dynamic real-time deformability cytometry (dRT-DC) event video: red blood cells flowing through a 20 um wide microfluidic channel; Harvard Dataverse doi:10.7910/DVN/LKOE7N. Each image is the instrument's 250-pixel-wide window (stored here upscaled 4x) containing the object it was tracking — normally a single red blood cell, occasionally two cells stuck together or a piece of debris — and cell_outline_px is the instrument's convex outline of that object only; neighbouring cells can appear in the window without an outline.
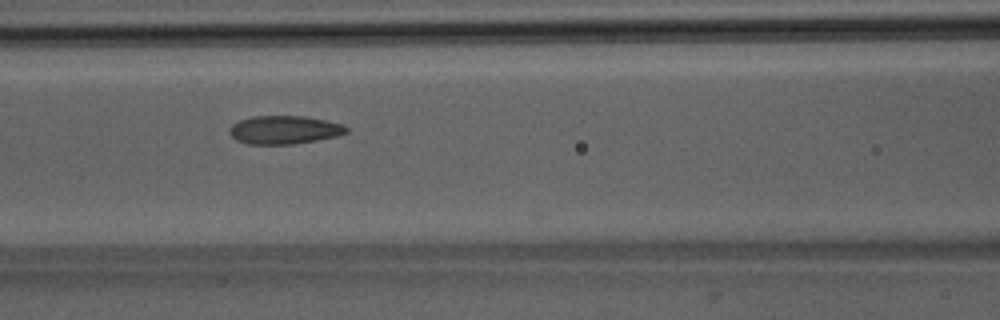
{"species": "Egyptian fruit bat (a non-hibernating species)", "species_latin": "Rousettus aegyptiacus", "temperature_condition": "room temperature", "stored_images_in_passage": 7, "camera_frame_rate_fps": 3000, "um_per_image_px": 0.085, "animal": {"sex": "male"}, "frame": {"image": 1, "passage_image": 4, "time_ms": 3.333, "image_size_px": [1000, 320], "cell_outline_px": [[348, 132], [336, 136], [316, 140], [292, 144], [248, 144], [236, 140], [228, 132], [232, 124], [240, 120], [252, 116], [304, 116], [344, 124], [348, 128]], "centroid_in_image_um": [24.15, 11.03], "position_along_channel_um": 142.4, "area_um2": 19.25}}